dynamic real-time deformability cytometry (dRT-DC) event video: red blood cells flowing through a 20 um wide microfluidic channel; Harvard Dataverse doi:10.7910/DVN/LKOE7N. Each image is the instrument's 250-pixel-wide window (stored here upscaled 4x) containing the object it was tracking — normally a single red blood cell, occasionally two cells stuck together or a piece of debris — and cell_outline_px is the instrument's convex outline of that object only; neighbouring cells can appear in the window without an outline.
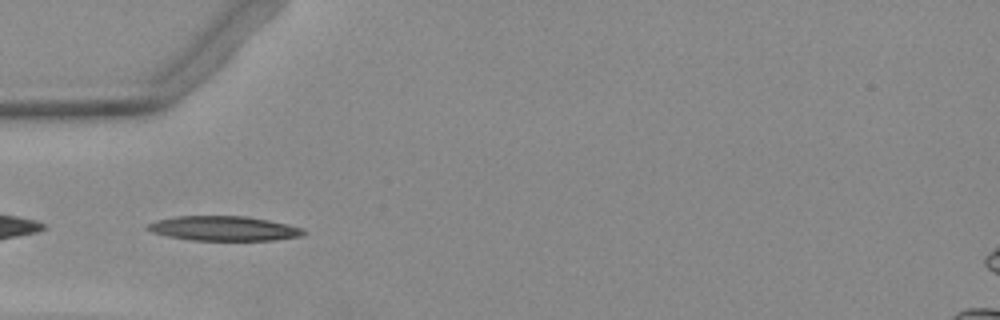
{"species": "Egyptian fruit bat (a non-hibernating species)", "species_latin": "Rousettus aegyptiacus", "temperature_condition": "warm", "stored_images_in_passage": 37, "camera_frame_rate_fps": 3000, "um_per_image_px": 0.085, "animal": {"sex": "female"}, "frame": {"image": 1, "passage_image": 1, "time_ms": 0.0, "image_size_px": [1000, 320], "cell_outline_px": [[308, 232], [304, 236], [272, 240], [192, 240], [168, 236], [152, 232], [144, 228], [148, 224], [156, 220], [176, 216], [248, 216], [268, 220], [304, 228]], "centroid_in_image_um": [19.05, 19.41], "position_along_channel_um": 66.0, "area_um2": 22.48}}
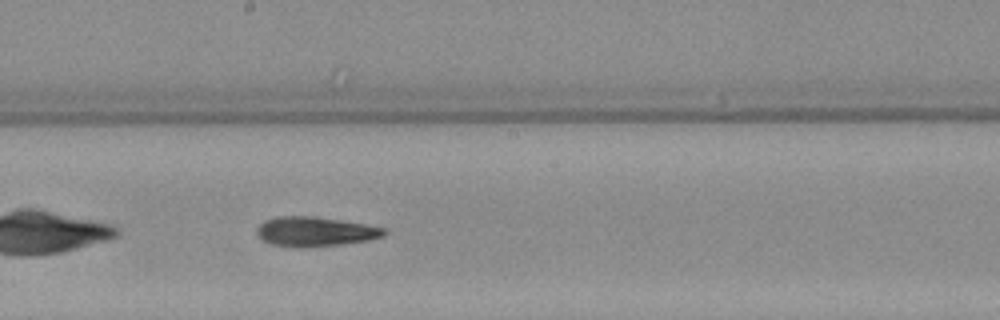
{"frame": {"image": 2, "passage_image": 13, "time_ms": 4.0, "image_size_px": [1000, 320], "cell_outline_px": [[388, 232], [384, 236], [368, 240], [340, 244], [308, 248], [300, 248], [272, 244], [264, 240], [256, 232], [256, 228], [264, 220], [276, 216], [312, 216], [364, 224], [384, 228]], "centroid_in_image_um": [26.77, 19.69], "position_along_channel_um": 221.4, "area_um2": 21.85}}
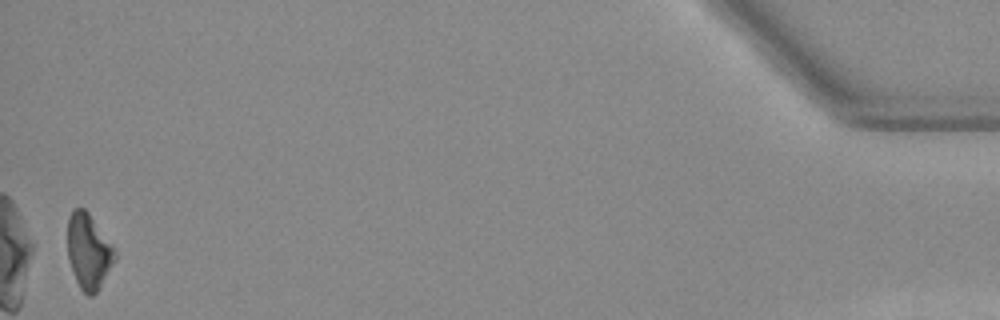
{"frame": {"image": 3, "passage_image": 36, "time_ms": 11.667, "image_size_px": [1000, 320], "cell_outline_px": [[116, 260], [96, 292], [92, 296], [88, 296], [80, 288], [76, 280], [68, 256], [68, 216], [72, 208], [84, 208], [88, 212], [116, 252]], "centroid_in_image_um": [7.52, 21.36], "position_along_channel_um": 427.7, "area_um2": 20.35}}